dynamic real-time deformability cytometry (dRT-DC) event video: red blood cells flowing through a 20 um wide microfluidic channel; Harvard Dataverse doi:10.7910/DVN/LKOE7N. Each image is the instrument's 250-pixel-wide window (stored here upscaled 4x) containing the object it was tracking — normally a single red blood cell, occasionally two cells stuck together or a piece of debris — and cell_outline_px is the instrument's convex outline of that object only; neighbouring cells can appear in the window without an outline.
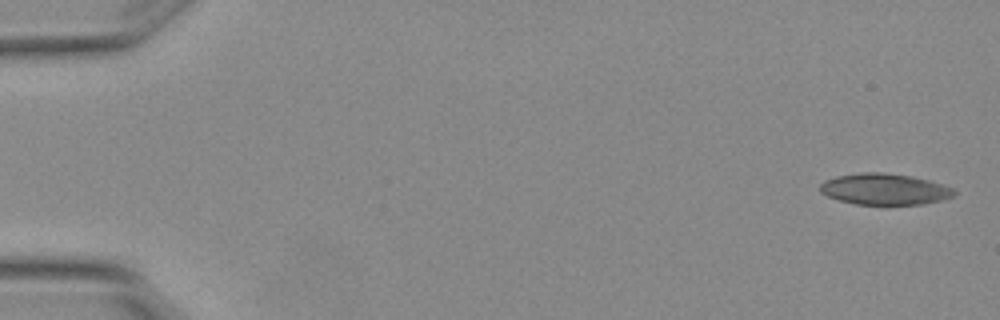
{"species": "Egyptian fruit bat (a non-hibernating species)", "species_latin": "Rousettus aegyptiacus", "temperature_condition": "warm", "stored_images_in_passage": 3, "camera_frame_rate_fps": 3000, "um_per_image_px": 0.085, "animal": {"sex": "female"}, "frame": {"image": 1, "passage_image": 1, "time_ms": 0.0, "image_size_px": [1000, 320], "cell_outline_px": [[956, 196], [924, 204], [884, 208], [856, 204], [840, 200], [828, 196], [820, 192], [820, 184], [824, 180], [836, 176], [860, 172], [884, 172], [912, 176], [928, 180], [952, 188], [956, 192]], "centroid_in_image_um": [75.19, 16.12], "position_along_channel_um": 9.8, "area_um2": 25.32}}